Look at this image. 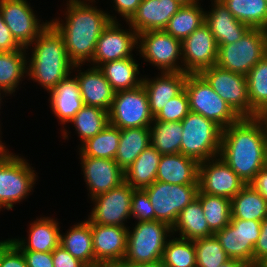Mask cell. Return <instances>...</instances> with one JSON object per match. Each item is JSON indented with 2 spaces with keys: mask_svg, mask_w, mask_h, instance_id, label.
<instances>
[{
  "mask_svg": "<svg viewBox=\"0 0 267 267\" xmlns=\"http://www.w3.org/2000/svg\"><path fill=\"white\" fill-rule=\"evenodd\" d=\"M66 2L65 20L59 17L50 20V23L62 35L70 61L74 65H87L93 59L100 35L111 22H118L119 19L111 12L97 8L95 0Z\"/></svg>",
  "mask_w": 267,
  "mask_h": 267,
  "instance_id": "obj_1",
  "label": "cell"
},
{
  "mask_svg": "<svg viewBox=\"0 0 267 267\" xmlns=\"http://www.w3.org/2000/svg\"><path fill=\"white\" fill-rule=\"evenodd\" d=\"M219 156L250 184L267 165V131L261 118L241 117L223 129Z\"/></svg>",
  "mask_w": 267,
  "mask_h": 267,
  "instance_id": "obj_2",
  "label": "cell"
},
{
  "mask_svg": "<svg viewBox=\"0 0 267 267\" xmlns=\"http://www.w3.org/2000/svg\"><path fill=\"white\" fill-rule=\"evenodd\" d=\"M26 49L31 52L27 57V78L47 93L73 71L75 65L67 55L64 39L51 23Z\"/></svg>",
  "mask_w": 267,
  "mask_h": 267,
  "instance_id": "obj_3",
  "label": "cell"
},
{
  "mask_svg": "<svg viewBox=\"0 0 267 267\" xmlns=\"http://www.w3.org/2000/svg\"><path fill=\"white\" fill-rule=\"evenodd\" d=\"M135 223L132 230L128 229L127 251L120 266H133L162 260L165 245L173 236L172 227L157 220Z\"/></svg>",
  "mask_w": 267,
  "mask_h": 267,
  "instance_id": "obj_4",
  "label": "cell"
},
{
  "mask_svg": "<svg viewBox=\"0 0 267 267\" xmlns=\"http://www.w3.org/2000/svg\"><path fill=\"white\" fill-rule=\"evenodd\" d=\"M8 150L0 156V212L27 199L38 181L29 160Z\"/></svg>",
  "mask_w": 267,
  "mask_h": 267,
  "instance_id": "obj_5",
  "label": "cell"
},
{
  "mask_svg": "<svg viewBox=\"0 0 267 267\" xmlns=\"http://www.w3.org/2000/svg\"><path fill=\"white\" fill-rule=\"evenodd\" d=\"M181 123V154L199 163L219 156L223 129L218 124L191 111Z\"/></svg>",
  "mask_w": 267,
  "mask_h": 267,
  "instance_id": "obj_6",
  "label": "cell"
},
{
  "mask_svg": "<svg viewBox=\"0 0 267 267\" xmlns=\"http://www.w3.org/2000/svg\"><path fill=\"white\" fill-rule=\"evenodd\" d=\"M267 55V30L250 28L232 44L218 45L216 65L233 73L248 72Z\"/></svg>",
  "mask_w": 267,
  "mask_h": 267,
  "instance_id": "obj_7",
  "label": "cell"
},
{
  "mask_svg": "<svg viewBox=\"0 0 267 267\" xmlns=\"http://www.w3.org/2000/svg\"><path fill=\"white\" fill-rule=\"evenodd\" d=\"M184 89L188 95L190 111L214 121L222 129L241 118L200 73L187 74Z\"/></svg>",
  "mask_w": 267,
  "mask_h": 267,
  "instance_id": "obj_8",
  "label": "cell"
},
{
  "mask_svg": "<svg viewBox=\"0 0 267 267\" xmlns=\"http://www.w3.org/2000/svg\"><path fill=\"white\" fill-rule=\"evenodd\" d=\"M160 72H183L182 41L165 30H150L138 34V53Z\"/></svg>",
  "mask_w": 267,
  "mask_h": 267,
  "instance_id": "obj_9",
  "label": "cell"
},
{
  "mask_svg": "<svg viewBox=\"0 0 267 267\" xmlns=\"http://www.w3.org/2000/svg\"><path fill=\"white\" fill-rule=\"evenodd\" d=\"M144 190L154 208L155 220L173 227L179 213L197 198L199 184L179 185L155 181Z\"/></svg>",
  "mask_w": 267,
  "mask_h": 267,
  "instance_id": "obj_10",
  "label": "cell"
},
{
  "mask_svg": "<svg viewBox=\"0 0 267 267\" xmlns=\"http://www.w3.org/2000/svg\"><path fill=\"white\" fill-rule=\"evenodd\" d=\"M153 120L148 95L142 84L133 90L115 92L109 110V124L119 129L150 128Z\"/></svg>",
  "mask_w": 267,
  "mask_h": 267,
  "instance_id": "obj_11",
  "label": "cell"
},
{
  "mask_svg": "<svg viewBox=\"0 0 267 267\" xmlns=\"http://www.w3.org/2000/svg\"><path fill=\"white\" fill-rule=\"evenodd\" d=\"M134 189L125 181L119 186L91 199L94 205L88 215L92 223L128 227Z\"/></svg>",
  "mask_w": 267,
  "mask_h": 267,
  "instance_id": "obj_12",
  "label": "cell"
},
{
  "mask_svg": "<svg viewBox=\"0 0 267 267\" xmlns=\"http://www.w3.org/2000/svg\"><path fill=\"white\" fill-rule=\"evenodd\" d=\"M200 74L221 99L240 116L250 117L247 78L217 65L203 69Z\"/></svg>",
  "mask_w": 267,
  "mask_h": 267,
  "instance_id": "obj_13",
  "label": "cell"
},
{
  "mask_svg": "<svg viewBox=\"0 0 267 267\" xmlns=\"http://www.w3.org/2000/svg\"><path fill=\"white\" fill-rule=\"evenodd\" d=\"M27 0H0V12L14 39L24 48L31 45L50 21L41 22ZM37 15V16H36Z\"/></svg>",
  "mask_w": 267,
  "mask_h": 267,
  "instance_id": "obj_14",
  "label": "cell"
},
{
  "mask_svg": "<svg viewBox=\"0 0 267 267\" xmlns=\"http://www.w3.org/2000/svg\"><path fill=\"white\" fill-rule=\"evenodd\" d=\"M119 22H111L100 35L91 65L100 67L109 61L134 57L132 51L135 48L138 51V34L130 25L129 29H123Z\"/></svg>",
  "mask_w": 267,
  "mask_h": 267,
  "instance_id": "obj_15",
  "label": "cell"
},
{
  "mask_svg": "<svg viewBox=\"0 0 267 267\" xmlns=\"http://www.w3.org/2000/svg\"><path fill=\"white\" fill-rule=\"evenodd\" d=\"M199 190L232 199L246 184L220 157L199 163Z\"/></svg>",
  "mask_w": 267,
  "mask_h": 267,
  "instance_id": "obj_16",
  "label": "cell"
},
{
  "mask_svg": "<svg viewBox=\"0 0 267 267\" xmlns=\"http://www.w3.org/2000/svg\"><path fill=\"white\" fill-rule=\"evenodd\" d=\"M91 225L95 260L102 267H119L127 251L128 229L114 225H99L86 219Z\"/></svg>",
  "mask_w": 267,
  "mask_h": 267,
  "instance_id": "obj_17",
  "label": "cell"
},
{
  "mask_svg": "<svg viewBox=\"0 0 267 267\" xmlns=\"http://www.w3.org/2000/svg\"><path fill=\"white\" fill-rule=\"evenodd\" d=\"M218 46L210 28L204 23L182 41L183 72L200 73L216 65Z\"/></svg>",
  "mask_w": 267,
  "mask_h": 267,
  "instance_id": "obj_18",
  "label": "cell"
},
{
  "mask_svg": "<svg viewBox=\"0 0 267 267\" xmlns=\"http://www.w3.org/2000/svg\"><path fill=\"white\" fill-rule=\"evenodd\" d=\"M90 200L124 182V171L115 159L79 156Z\"/></svg>",
  "mask_w": 267,
  "mask_h": 267,
  "instance_id": "obj_19",
  "label": "cell"
},
{
  "mask_svg": "<svg viewBox=\"0 0 267 267\" xmlns=\"http://www.w3.org/2000/svg\"><path fill=\"white\" fill-rule=\"evenodd\" d=\"M82 66L75 65L73 72L77 73L75 76L84 105L96 106L109 112L116 91L111 87L99 67L88 64L89 68L83 71V68L81 70Z\"/></svg>",
  "mask_w": 267,
  "mask_h": 267,
  "instance_id": "obj_20",
  "label": "cell"
},
{
  "mask_svg": "<svg viewBox=\"0 0 267 267\" xmlns=\"http://www.w3.org/2000/svg\"><path fill=\"white\" fill-rule=\"evenodd\" d=\"M182 7L175 0H142L137 11L126 22L137 34L150 30H164L170 18Z\"/></svg>",
  "mask_w": 267,
  "mask_h": 267,
  "instance_id": "obj_21",
  "label": "cell"
},
{
  "mask_svg": "<svg viewBox=\"0 0 267 267\" xmlns=\"http://www.w3.org/2000/svg\"><path fill=\"white\" fill-rule=\"evenodd\" d=\"M186 72H160L154 78L142 79V85L146 90L149 100V109L155 117L170 99L179 95L185 86Z\"/></svg>",
  "mask_w": 267,
  "mask_h": 267,
  "instance_id": "obj_22",
  "label": "cell"
},
{
  "mask_svg": "<svg viewBox=\"0 0 267 267\" xmlns=\"http://www.w3.org/2000/svg\"><path fill=\"white\" fill-rule=\"evenodd\" d=\"M210 1L212 6L209 11L205 10V24L210 28L217 46L240 40L251 27L238 21L223 2Z\"/></svg>",
  "mask_w": 267,
  "mask_h": 267,
  "instance_id": "obj_23",
  "label": "cell"
},
{
  "mask_svg": "<svg viewBox=\"0 0 267 267\" xmlns=\"http://www.w3.org/2000/svg\"><path fill=\"white\" fill-rule=\"evenodd\" d=\"M59 225L60 223L56 218L50 216L37 217L36 220L28 225L27 238L12 237L9 239L20 250L52 252L60 245L61 230Z\"/></svg>",
  "mask_w": 267,
  "mask_h": 267,
  "instance_id": "obj_24",
  "label": "cell"
},
{
  "mask_svg": "<svg viewBox=\"0 0 267 267\" xmlns=\"http://www.w3.org/2000/svg\"><path fill=\"white\" fill-rule=\"evenodd\" d=\"M48 93L50 95L48 98V101H50L49 105L51 106L50 110L64 128L66 123H69L84 106L75 73L73 75L72 71V75L70 74L64 78Z\"/></svg>",
  "mask_w": 267,
  "mask_h": 267,
  "instance_id": "obj_25",
  "label": "cell"
},
{
  "mask_svg": "<svg viewBox=\"0 0 267 267\" xmlns=\"http://www.w3.org/2000/svg\"><path fill=\"white\" fill-rule=\"evenodd\" d=\"M199 162L181 153L162 155L156 181L171 184H198Z\"/></svg>",
  "mask_w": 267,
  "mask_h": 267,
  "instance_id": "obj_26",
  "label": "cell"
},
{
  "mask_svg": "<svg viewBox=\"0 0 267 267\" xmlns=\"http://www.w3.org/2000/svg\"><path fill=\"white\" fill-rule=\"evenodd\" d=\"M73 225L61 233L60 245L87 267H102L95 260L90 223L84 219Z\"/></svg>",
  "mask_w": 267,
  "mask_h": 267,
  "instance_id": "obj_27",
  "label": "cell"
},
{
  "mask_svg": "<svg viewBox=\"0 0 267 267\" xmlns=\"http://www.w3.org/2000/svg\"><path fill=\"white\" fill-rule=\"evenodd\" d=\"M162 154L151 144L124 171V181L133 189H145L156 181Z\"/></svg>",
  "mask_w": 267,
  "mask_h": 267,
  "instance_id": "obj_28",
  "label": "cell"
},
{
  "mask_svg": "<svg viewBox=\"0 0 267 267\" xmlns=\"http://www.w3.org/2000/svg\"><path fill=\"white\" fill-rule=\"evenodd\" d=\"M172 233L173 235L177 233L179 238L193 241L214 235L207 225L201 202L198 198H195L179 213L172 227Z\"/></svg>",
  "mask_w": 267,
  "mask_h": 267,
  "instance_id": "obj_29",
  "label": "cell"
},
{
  "mask_svg": "<svg viewBox=\"0 0 267 267\" xmlns=\"http://www.w3.org/2000/svg\"><path fill=\"white\" fill-rule=\"evenodd\" d=\"M134 58L109 61L99 67L115 91L133 90L142 84L143 77L140 76V64Z\"/></svg>",
  "mask_w": 267,
  "mask_h": 267,
  "instance_id": "obj_30",
  "label": "cell"
},
{
  "mask_svg": "<svg viewBox=\"0 0 267 267\" xmlns=\"http://www.w3.org/2000/svg\"><path fill=\"white\" fill-rule=\"evenodd\" d=\"M230 259L244 261L253 267V249L242 234V219H231L222 230L214 233Z\"/></svg>",
  "mask_w": 267,
  "mask_h": 267,
  "instance_id": "obj_31",
  "label": "cell"
},
{
  "mask_svg": "<svg viewBox=\"0 0 267 267\" xmlns=\"http://www.w3.org/2000/svg\"><path fill=\"white\" fill-rule=\"evenodd\" d=\"M28 55L24 47L16 51L0 52V89L9 96H15L16 88L22 83V79L27 77Z\"/></svg>",
  "mask_w": 267,
  "mask_h": 267,
  "instance_id": "obj_32",
  "label": "cell"
},
{
  "mask_svg": "<svg viewBox=\"0 0 267 267\" xmlns=\"http://www.w3.org/2000/svg\"><path fill=\"white\" fill-rule=\"evenodd\" d=\"M150 144V128L121 129L116 163L125 171Z\"/></svg>",
  "mask_w": 267,
  "mask_h": 267,
  "instance_id": "obj_33",
  "label": "cell"
},
{
  "mask_svg": "<svg viewBox=\"0 0 267 267\" xmlns=\"http://www.w3.org/2000/svg\"><path fill=\"white\" fill-rule=\"evenodd\" d=\"M266 216L267 201L250 184L231 199V219L262 221Z\"/></svg>",
  "mask_w": 267,
  "mask_h": 267,
  "instance_id": "obj_34",
  "label": "cell"
},
{
  "mask_svg": "<svg viewBox=\"0 0 267 267\" xmlns=\"http://www.w3.org/2000/svg\"><path fill=\"white\" fill-rule=\"evenodd\" d=\"M250 117L267 112V55L247 74Z\"/></svg>",
  "mask_w": 267,
  "mask_h": 267,
  "instance_id": "obj_35",
  "label": "cell"
},
{
  "mask_svg": "<svg viewBox=\"0 0 267 267\" xmlns=\"http://www.w3.org/2000/svg\"><path fill=\"white\" fill-rule=\"evenodd\" d=\"M205 9L201 3L182 6L174 14L164 29L169 35L180 41L187 38L193 31L205 23Z\"/></svg>",
  "mask_w": 267,
  "mask_h": 267,
  "instance_id": "obj_36",
  "label": "cell"
},
{
  "mask_svg": "<svg viewBox=\"0 0 267 267\" xmlns=\"http://www.w3.org/2000/svg\"><path fill=\"white\" fill-rule=\"evenodd\" d=\"M69 123L74 125L75 132L80 138L79 148L109 125V112L96 106L84 105Z\"/></svg>",
  "mask_w": 267,
  "mask_h": 267,
  "instance_id": "obj_37",
  "label": "cell"
},
{
  "mask_svg": "<svg viewBox=\"0 0 267 267\" xmlns=\"http://www.w3.org/2000/svg\"><path fill=\"white\" fill-rule=\"evenodd\" d=\"M181 122L153 120L150 126L151 145L162 155L180 153L182 140Z\"/></svg>",
  "mask_w": 267,
  "mask_h": 267,
  "instance_id": "obj_38",
  "label": "cell"
},
{
  "mask_svg": "<svg viewBox=\"0 0 267 267\" xmlns=\"http://www.w3.org/2000/svg\"><path fill=\"white\" fill-rule=\"evenodd\" d=\"M120 131L121 129L109 124L78 148L79 155L115 159L119 145Z\"/></svg>",
  "mask_w": 267,
  "mask_h": 267,
  "instance_id": "obj_39",
  "label": "cell"
},
{
  "mask_svg": "<svg viewBox=\"0 0 267 267\" xmlns=\"http://www.w3.org/2000/svg\"><path fill=\"white\" fill-rule=\"evenodd\" d=\"M223 2L233 16L251 28L267 30L266 0H217Z\"/></svg>",
  "mask_w": 267,
  "mask_h": 267,
  "instance_id": "obj_40",
  "label": "cell"
},
{
  "mask_svg": "<svg viewBox=\"0 0 267 267\" xmlns=\"http://www.w3.org/2000/svg\"><path fill=\"white\" fill-rule=\"evenodd\" d=\"M197 198L201 202L203 214L209 229L215 233L222 230L231 220V199L213 196L198 191Z\"/></svg>",
  "mask_w": 267,
  "mask_h": 267,
  "instance_id": "obj_41",
  "label": "cell"
},
{
  "mask_svg": "<svg viewBox=\"0 0 267 267\" xmlns=\"http://www.w3.org/2000/svg\"><path fill=\"white\" fill-rule=\"evenodd\" d=\"M162 262L167 267H196L194 241L173 235L165 245Z\"/></svg>",
  "mask_w": 267,
  "mask_h": 267,
  "instance_id": "obj_42",
  "label": "cell"
},
{
  "mask_svg": "<svg viewBox=\"0 0 267 267\" xmlns=\"http://www.w3.org/2000/svg\"><path fill=\"white\" fill-rule=\"evenodd\" d=\"M196 267H219L230 258L215 235L194 240Z\"/></svg>",
  "mask_w": 267,
  "mask_h": 267,
  "instance_id": "obj_43",
  "label": "cell"
},
{
  "mask_svg": "<svg viewBox=\"0 0 267 267\" xmlns=\"http://www.w3.org/2000/svg\"><path fill=\"white\" fill-rule=\"evenodd\" d=\"M190 112L189 99L185 89L170 99L154 119L161 122H181Z\"/></svg>",
  "mask_w": 267,
  "mask_h": 267,
  "instance_id": "obj_44",
  "label": "cell"
},
{
  "mask_svg": "<svg viewBox=\"0 0 267 267\" xmlns=\"http://www.w3.org/2000/svg\"><path fill=\"white\" fill-rule=\"evenodd\" d=\"M131 218L136 222L155 220V212L144 189H134L131 200Z\"/></svg>",
  "mask_w": 267,
  "mask_h": 267,
  "instance_id": "obj_45",
  "label": "cell"
},
{
  "mask_svg": "<svg viewBox=\"0 0 267 267\" xmlns=\"http://www.w3.org/2000/svg\"><path fill=\"white\" fill-rule=\"evenodd\" d=\"M0 267H28L22 251L9 238L0 240Z\"/></svg>",
  "mask_w": 267,
  "mask_h": 267,
  "instance_id": "obj_46",
  "label": "cell"
},
{
  "mask_svg": "<svg viewBox=\"0 0 267 267\" xmlns=\"http://www.w3.org/2000/svg\"><path fill=\"white\" fill-rule=\"evenodd\" d=\"M267 261V216L261 221V233L253 249V267Z\"/></svg>",
  "mask_w": 267,
  "mask_h": 267,
  "instance_id": "obj_47",
  "label": "cell"
},
{
  "mask_svg": "<svg viewBox=\"0 0 267 267\" xmlns=\"http://www.w3.org/2000/svg\"><path fill=\"white\" fill-rule=\"evenodd\" d=\"M53 267H87L83 262L76 259L62 245L52 251Z\"/></svg>",
  "mask_w": 267,
  "mask_h": 267,
  "instance_id": "obj_48",
  "label": "cell"
},
{
  "mask_svg": "<svg viewBox=\"0 0 267 267\" xmlns=\"http://www.w3.org/2000/svg\"><path fill=\"white\" fill-rule=\"evenodd\" d=\"M21 251L28 267H53L52 252Z\"/></svg>",
  "mask_w": 267,
  "mask_h": 267,
  "instance_id": "obj_49",
  "label": "cell"
},
{
  "mask_svg": "<svg viewBox=\"0 0 267 267\" xmlns=\"http://www.w3.org/2000/svg\"><path fill=\"white\" fill-rule=\"evenodd\" d=\"M21 48L23 47L14 39L0 12V52L16 51Z\"/></svg>",
  "mask_w": 267,
  "mask_h": 267,
  "instance_id": "obj_50",
  "label": "cell"
},
{
  "mask_svg": "<svg viewBox=\"0 0 267 267\" xmlns=\"http://www.w3.org/2000/svg\"><path fill=\"white\" fill-rule=\"evenodd\" d=\"M111 2H113V10L128 22L137 11L142 0H111Z\"/></svg>",
  "mask_w": 267,
  "mask_h": 267,
  "instance_id": "obj_51",
  "label": "cell"
},
{
  "mask_svg": "<svg viewBox=\"0 0 267 267\" xmlns=\"http://www.w3.org/2000/svg\"><path fill=\"white\" fill-rule=\"evenodd\" d=\"M261 233V221L242 220V234L247 242L255 246Z\"/></svg>",
  "mask_w": 267,
  "mask_h": 267,
  "instance_id": "obj_52",
  "label": "cell"
},
{
  "mask_svg": "<svg viewBox=\"0 0 267 267\" xmlns=\"http://www.w3.org/2000/svg\"><path fill=\"white\" fill-rule=\"evenodd\" d=\"M250 185L267 201V165L256 174Z\"/></svg>",
  "mask_w": 267,
  "mask_h": 267,
  "instance_id": "obj_53",
  "label": "cell"
},
{
  "mask_svg": "<svg viewBox=\"0 0 267 267\" xmlns=\"http://www.w3.org/2000/svg\"><path fill=\"white\" fill-rule=\"evenodd\" d=\"M219 267H251L249 264L244 261L237 259H230L226 263L220 265Z\"/></svg>",
  "mask_w": 267,
  "mask_h": 267,
  "instance_id": "obj_54",
  "label": "cell"
},
{
  "mask_svg": "<svg viewBox=\"0 0 267 267\" xmlns=\"http://www.w3.org/2000/svg\"><path fill=\"white\" fill-rule=\"evenodd\" d=\"M119 267H167L162 260L153 262V263H146L140 265H133V266H119Z\"/></svg>",
  "mask_w": 267,
  "mask_h": 267,
  "instance_id": "obj_55",
  "label": "cell"
},
{
  "mask_svg": "<svg viewBox=\"0 0 267 267\" xmlns=\"http://www.w3.org/2000/svg\"><path fill=\"white\" fill-rule=\"evenodd\" d=\"M175 1L180 3L182 6H186V5L196 4L200 2L201 0H175Z\"/></svg>",
  "mask_w": 267,
  "mask_h": 267,
  "instance_id": "obj_56",
  "label": "cell"
},
{
  "mask_svg": "<svg viewBox=\"0 0 267 267\" xmlns=\"http://www.w3.org/2000/svg\"><path fill=\"white\" fill-rule=\"evenodd\" d=\"M2 94H3V95H2ZM4 95H5V96H4ZM6 96L8 97L9 95H8L3 89H0V109H1V104H2L1 102H3L2 99H3L4 97H6ZM0 123H1V122H0ZM0 125H1V124H0ZM1 128H2V127L0 126V137H2V136H1V134H2V133H1V132H2V131H1Z\"/></svg>",
  "mask_w": 267,
  "mask_h": 267,
  "instance_id": "obj_57",
  "label": "cell"
},
{
  "mask_svg": "<svg viewBox=\"0 0 267 267\" xmlns=\"http://www.w3.org/2000/svg\"><path fill=\"white\" fill-rule=\"evenodd\" d=\"M2 137H0V156L8 149V147H6L5 143H3L1 140Z\"/></svg>",
  "mask_w": 267,
  "mask_h": 267,
  "instance_id": "obj_58",
  "label": "cell"
},
{
  "mask_svg": "<svg viewBox=\"0 0 267 267\" xmlns=\"http://www.w3.org/2000/svg\"><path fill=\"white\" fill-rule=\"evenodd\" d=\"M259 117L261 118V120H262L263 123L265 124V128H266V131H267V112L261 114Z\"/></svg>",
  "mask_w": 267,
  "mask_h": 267,
  "instance_id": "obj_59",
  "label": "cell"
},
{
  "mask_svg": "<svg viewBox=\"0 0 267 267\" xmlns=\"http://www.w3.org/2000/svg\"><path fill=\"white\" fill-rule=\"evenodd\" d=\"M260 267H267V261H265Z\"/></svg>",
  "mask_w": 267,
  "mask_h": 267,
  "instance_id": "obj_60",
  "label": "cell"
}]
</instances>
